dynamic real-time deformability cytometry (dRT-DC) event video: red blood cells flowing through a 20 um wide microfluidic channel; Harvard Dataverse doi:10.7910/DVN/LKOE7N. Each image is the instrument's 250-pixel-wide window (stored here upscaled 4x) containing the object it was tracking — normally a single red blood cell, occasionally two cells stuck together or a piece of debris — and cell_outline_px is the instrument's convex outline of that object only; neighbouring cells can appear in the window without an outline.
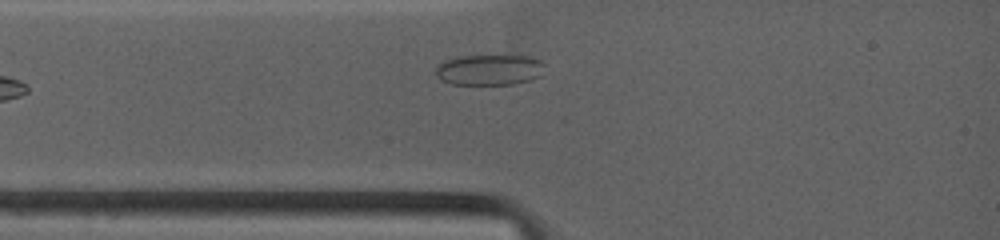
{"species": "common noctule bat (a hibernating species)", "species_latin": "Nyctalus noctula", "temperature_condition": "warm", "stored_images_in_passage": 31, "camera_frame_rate_fps": 4500, "um_per_image_px": 0.085, "animal": {"sex": "female", "body_mass_g": 19.0, "forearm_length_mm": 53.3}, "frame": {"image": 1, "passage_image": 5, "time_ms": 1.556, "image_size_px": [1000, 240], "cell_outline_px": [[544, 76], [512, 84], [452, 84], [440, 80], [436, 76], [436, 64], [444, 60], [456, 56], [528, 56], [540, 60], [544, 64]], "centroid_in_image_um": [41.58, 5.93], "position_along_channel_um": 43.4, "area_um2": 19.71}}
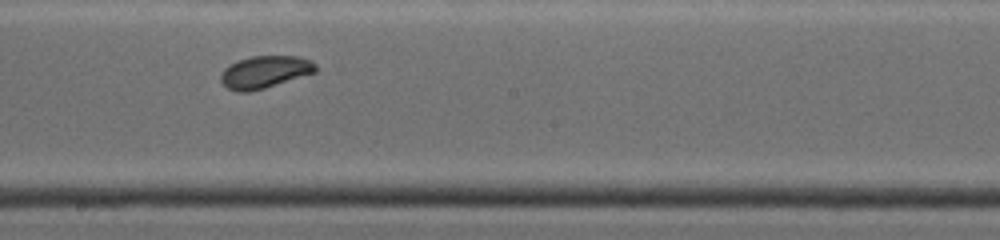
{"frame": {"image": 2, "passage_image": 16, "time_ms": 6.222, "image_size_px": [1000, 240], "cell_outline_px": [[316, 72], [264, 88], [248, 92], [236, 92], [228, 88], [220, 80], [220, 76], [224, 68], [240, 60], [252, 56], [296, 56], [312, 60], [316, 64]], "centroid_in_image_um": [22.52, 6.12], "position_along_channel_um": 225.7, "area_um2": 17.69}}
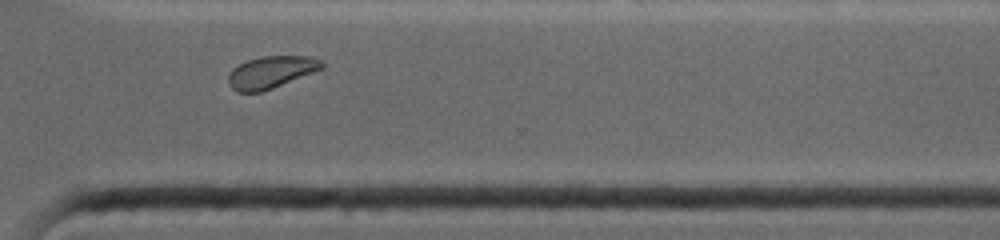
{"frame": {"image": 3, "passage_image": 23, "time_ms": 9.333, "image_size_px": [1000, 240], "cell_outline_px": [[324, 68], [272, 88], [260, 92], [236, 92], [228, 84], [228, 76], [232, 68], [248, 60], [260, 56], [312, 56], [324, 60]], "centroid_in_image_um": [23.05, 6.12], "position_along_channel_um": 347.5, "area_um2": 17.57}, "authors_computed_cell_mechanics": {"area_um2": 18.3804, "velocity_mm_per_s": 3.9072, "shape_relaxation_time_tau1_ms": 3.1832, "shape_relaxation_time_tau2_ms": 7.6365, "deformation_change_tau1": 0.067, "deformation_change_tau2": 0.1008}}